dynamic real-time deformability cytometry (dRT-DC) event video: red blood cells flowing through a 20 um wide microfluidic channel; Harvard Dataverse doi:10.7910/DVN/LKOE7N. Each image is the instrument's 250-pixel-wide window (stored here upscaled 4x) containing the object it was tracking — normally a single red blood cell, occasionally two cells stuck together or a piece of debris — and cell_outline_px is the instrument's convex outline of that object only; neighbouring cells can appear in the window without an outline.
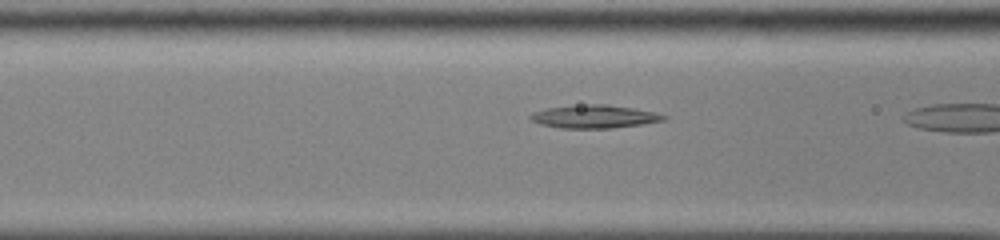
{"species": "common noctule bat (a hibernating species)", "species_latin": "Nyctalus noctula", "temperature_condition": "cold", "stored_images_in_passage": 6, "camera_frame_rate_fps": 3000, "um_per_image_px": 0.085, "animal": {"sex": "male", "body_mass_g": 13.0, "forearm_length_mm": 53.1}, "frame": {"image": 1, "passage_image": 5, "time_ms": 1.333, "image_size_px": [1000, 240], "cell_outline_px": [[668, 116], [664, 120], [640, 124], [608, 128], [560, 128], [540, 124], [532, 120], [528, 116], [532, 112], [548, 108], [588, 104], [608, 104], [632, 108], [652, 112]], "centroid_in_image_um": [50.47, 9.91], "position_along_channel_um": 116.1, "area_um2": 17.63}}